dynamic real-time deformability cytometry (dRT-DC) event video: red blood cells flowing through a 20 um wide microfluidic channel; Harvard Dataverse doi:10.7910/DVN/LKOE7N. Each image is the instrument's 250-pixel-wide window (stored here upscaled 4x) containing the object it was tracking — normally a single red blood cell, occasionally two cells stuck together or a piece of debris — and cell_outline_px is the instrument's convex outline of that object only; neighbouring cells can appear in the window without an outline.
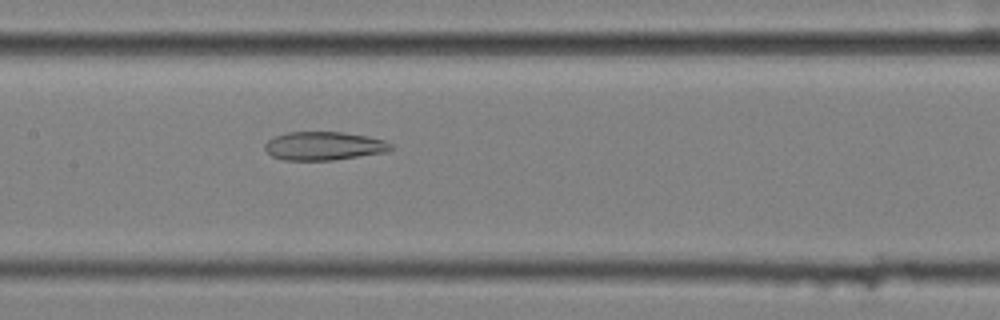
{"species": "common noctule bat (a hibernating species)", "species_latin": "Nyctalus noctula", "temperature_condition": "cold", "stored_images_in_passage": 52, "camera_frame_rate_fps": 3000, "um_per_image_px": 0.085, "animal": {"sex": "female", "body_mass_g": 25.1}, "frame": {"image": 1, "passage_image": 23, "time_ms": 7.333, "image_size_px": [1000, 320], "cell_outline_px": [[392, 148], [384, 152], [332, 160], [284, 160], [272, 156], [264, 148], [264, 144], [268, 140], [276, 136], [288, 132], [344, 132], [368, 136], [384, 140], [392, 144]], "centroid_in_image_um": [27.51, 12.4], "position_along_channel_um": 179.9, "area_um2": 20.75}}
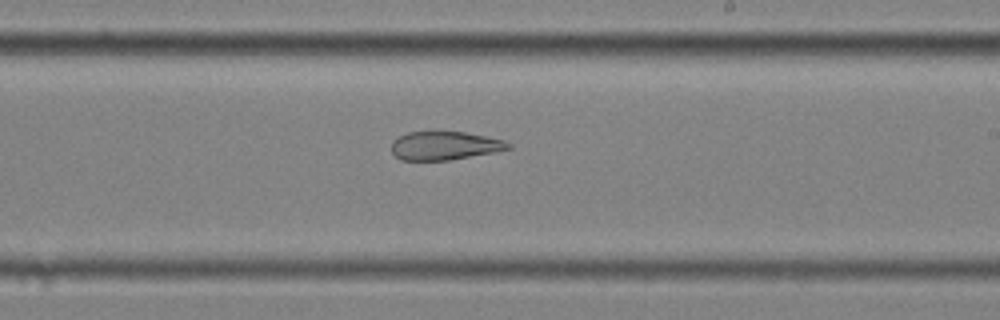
{"frame": {"image": 2, "passage_image": 29, "time_ms": 9.333, "image_size_px": [1000, 320], "cell_outline_px": [[512, 148], [496, 152], [448, 160], [400, 160], [392, 152], [392, 140], [408, 132], [464, 132], [504, 140], [512, 144]], "centroid_in_image_um": [37.81, 12.39], "position_along_channel_um": 251.2, "area_um2": 19.31}}
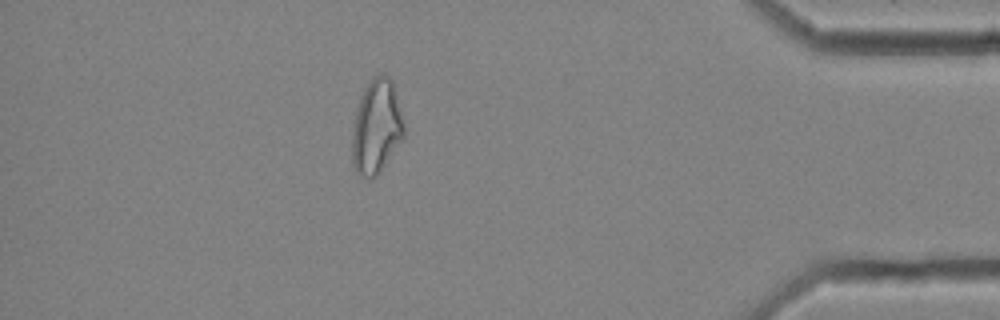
{"frame": {"image": 3, "passage_image": 45, "time_ms": 14.667, "image_size_px": [1000, 320], "cell_outline_px": [[404, 140], [380, 172], [372, 180], [360, 176], [356, 172], [352, 160], [352, 132], [356, 112], [364, 88], [372, 76], [380, 72], [388, 76], [392, 80], [404, 124]], "centroid_in_image_um": [32.01, 10.8], "position_along_channel_um": 403.2, "area_um2": 28.78}, "authors_computed_cell_mechanics": {"area_um2": 27.6284, "velocity_mm_per_s": 3.588, "shape_relaxation_time_tau1_ms": null, "shape_relaxation_time_tau2_ms": 3.6076, "deformation_change_tau1": null, "deformation_change_tau2": 0.1228}}